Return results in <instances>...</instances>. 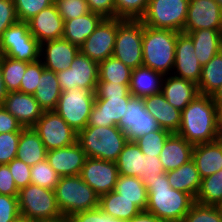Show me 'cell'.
Listing matches in <instances>:
<instances>
[{
  "mask_svg": "<svg viewBox=\"0 0 222 222\" xmlns=\"http://www.w3.org/2000/svg\"><path fill=\"white\" fill-rule=\"evenodd\" d=\"M176 134L193 145L222 137L219 108L211 95L199 94L182 110L181 125Z\"/></svg>",
  "mask_w": 222,
  "mask_h": 222,
  "instance_id": "1",
  "label": "cell"
},
{
  "mask_svg": "<svg viewBox=\"0 0 222 222\" xmlns=\"http://www.w3.org/2000/svg\"><path fill=\"white\" fill-rule=\"evenodd\" d=\"M148 191L146 210L163 222H182L185 215L195 203L188 193L171 188L166 172L158 174L154 179L143 181Z\"/></svg>",
  "mask_w": 222,
  "mask_h": 222,
  "instance_id": "2",
  "label": "cell"
},
{
  "mask_svg": "<svg viewBox=\"0 0 222 222\" xmlns=\"http://www.w3.org/2000/svg\"><path fill=\"white\" fill-rule=\"evenodd\" d=\"M178 32L144 26L142 40L143 66L160 72L172 74Z\"/></svg>",
  "mask_w": 222,
  "mask_h": 222,
  "instance_id": "3",
  "label": "cell"
},
{
  "mask_svg": "<svg viewBox=\"0 0 222 222\" xmlns=\"http://www.w3.org/2000/svg\"><path fill=\"white\" fill-rule=\"evenodd\" d=\"M128 141L117 126H86L77 137L87 157L106 161H116Z\"/></svg>",
  "mask_w": 222,
  "mask_h": 222,
  "instance_id": "4",
  "label": "cell"
},
{
  "mask_svg": "<svg viewBox=\"0 0 222 222\" xmlns=\"http://www.w3.org/2000/svg\"><path fill=\"white\" fill-rule=\"evenodd\" d=\"M54 192L64 218L99 207V195L80 175L60 177Z\"/></svg>",
  "mask_w": 222,
  "mask_h": 222,
  "instance_id": "5",
  "label": "cell"
},
{
  "mask_svg": "<svg viewBox=\"0 0 222 222\" xmlns=\"http://www.w3.org/2000/svg\"><path fill=\"white\" fill-rule=\"evenodd\" d=\"M144 23L140 19L118 18L113 57L132 70L143 65L142 40Z\"/></svg>",
  "mask_w": 222,
  "mask_h": 222,
  "instance_id": "6",
  "label": "cell"
},
{
  "mask_svg": "<svg viewBox=\"0 0 222 222\" xmlns=\"http://www.w3.org/2000/svg\"><path fill=\"white\" fill-rule=\"evenodd\" d=\"M95 92L78 86L62 91L54 110L77 133L88 125Z\"/></svg>",
  "mask_w": 222,
  "mask_h": 222,
  "instance_id": "7",
  "label": "cell"
},
{
  "mask_svg": "<svg viewBox=\"0 0 222 222\" xmlns=\"http://www.w3.org/2000/svg\"><path fill=\"white\" fill-rule=\"evenodd\" d=\"M20 215L31 221L34 219L64 218L54 190L29 184L19 190Z\"/></svg>",
  "mask_w": 222,
  "mask_h": 222,
  "instance_id": "8",
  "label": "cell"
},
{
  "mask_svg": "<svg viewBox=\"0 0 222 222\" xmlns=\"http://www.w3.org/2000/svg\"><path fill=\"white\" fill-rule=\"evenodd\" d=\"M188 5L189 0H149L140 20L152 28L184 33Z\"/></svg>",
  "mask_w": 222,
  "mask_h": 222,
  "instance_id": "9",
  "label": "cell"
},
{
  "mask_svg": "<svg viewBox=\"0 0 222 222\" xmlns=\"http://www.w3.org/2000/svg\"><path fill=\"white\" fill-rule=\"evenodd\" d=\"M0 55L27 63L40 59V43L30 32L28 22L18 21L4 31Z\"/></svg>",
  "mask_w": 222,
  "mask_h": 222,
  "instance_id": "10",
  "label": "cell"
},
{
  "mask_svg": "<svg viewBox=\"0 0 222 222\" xmlns=\"http://www.w3.org/2000/svg\"><path fill=\"white\" fill-rule=\"evenodd\" d=\"M47 151L71 146L77 142L78 133L54 110L44 111L32 126Z\"/></svg>",
  "mask_w": 222,
  "mask_h": 222,
  "instance_id": "11",
  "label": "cell"
},
{
  "mask_svg": "<svg viewBox=\"0 0 222 222\" xmlns=\"http://www.w3.org/2000/svg\"><path fill=\"white\" fill-rule=\"evenodd\" d=\"M98 65L79 51L69 68L56 73L61 91L78 86L95 92L99 81Z\"/></svg>",
  "mask_w": 222,
  "mask_h": 222,
  "instance_id": "12",
  "label": "cell"
},
{
  "mask_svg": "<svg viewBox=\"0 0 222 222\" xmlns=\"http://www.w3.org/2000/svg\"><path fill=\"white\" fill-rule=\"evenodd\" d=\"M117 27L118 18H104L79 47L80 52L98 63L112 57Z\"/></svg>",
  "mask_w": 222,
  "mask_h": 222,
  "instance_id": "13",
  "label": "cell"
},
{
  "mask_svg": "<svg viewBox=\"0 0 222 222\" xmlns=\"http://www.w3.org/2000/svg\"><path fill=\"white\" fill-rule=\"evenodd\" d=\"M117 127L125 133L129 141L160 129L157 121L146 110L144 99L139 97H132L128 101L127 110Z\"/></svg>",
  "mask_w": 222,
  "mask_h": 222,
  "instance_id": "14",
  "label": "cell"
},
{
  "mask_svg": "<svg viewBox=\"0 0 222 222\" xmlns=\"http://www.w3.org/2000/svg\"><path fill=\"white\" fill-rule=\"evenodd\" d=\"M80 177L101 196L115 189L119 172L115 161L87 157Z\"/></svg>",
  "mask_w": 222,
  "mask_h": 222,
  "instance_id": "15",
  "label": "cell"
},
{
  "mask_svg": "<svg viewBox=\"0 0 222 222\" xmlns=\"http://www.w3.org/2000/svg\"><path fill=\"white\" fill-rule=\"evenodd\" d=\"M199 29L222 32V9L215 0H189L184 33Z\"/></svg>",
  "mask_w": 222,
  "mask_h": 222,
  "instance_id": "16",
  "label": "cell"
},
{
  "mask_svg": "<svg viewBox=\"0 0 222 222\" xmlns=\"http://www.w3.org/2000/svg\"><path fill=\"white\" fill-rule=\"evenodd\" d=\"M194 50L191 37L186 33L180 32L177 36L172 75L184 78L198 85L202 66Z\"/></svg>",
  "mask_w": 222,
  "mask_h": 222,
  "instance_id": "17",
  "label": "cell"
},
{
  "mask_svg": "<svg viewBox=\"0 0 222 222\" xmlns=\"http://www.w3.org/2000/svg\"><path fill=\"white\" fill-rule=\"evenodd\" d=\"M79 51L64 38L50 40L40 44V60L46 69L58 73L70 67Z\"/></svg>",
  "mask_w": 222,
  "mask_h": 222,
  "instance_id": "18",
  "label": "cell"
},
{
  "mask_svg": "<svg viewBox=\"0 0 222 222\" xmlns=\"http://www.w3.org/2000/svg\"><path fill=\"white\" fill-rule=\"evenodd\" d=\"M133 96H115L108 99H95L87 126H117L124 117L128 101Z\"/></svg>",
  "mask_w": 222,
  "mask_h": 222,
  "instance_id": "19",
  "label": "cell"
},
{
  "mask_svg": "<svg viewBox=\"0 0 222 222\" xmlns=\"http://www.w3.org/2000/svg\"><path fill=\"white\" fill-rule=\"evenodd\" d=\"M87 156L78 142L47 151V161L59 176L80 175Z\"/></svg>",
  "mask_w": 222,
  "mask_h": 222,
  "instance_id": "20",
  "label": "cell"
},
{
  "mask_svg": "<svg viewBox=\"0 0 222 222\" xmlns=\"http://www.w3.org/2000/svg\"><path fill=\"white\" fill-rule=\"evenodd\" d=\"M3 107L24 128L32 127L44 112L33 95L20 91L9 92L5 98Z\"/></svg>",
  "mask_w": 222,
  "mask_h": 222,
  "instance_id": "21",
  "label": "cell"
},
{
  "mask_svg": "<svg viewBox=\"0 0 222 222\" xmlns=\"http://www.w3.org/2000/svg\"><path fill=\"white\" fill-rule=\"evenodd\" d=\"M28 25L30 32L40 44L63 36L64 20L54 3L30 19Z\"/></svg>",
  "mask_w": 222,
  "mask_h": 222,
  "instance_id": "22",
  "label": "cell"
},
{
  "mask_svg": "<svg viewBox=\"0 0 222 222\" xmlns=\"http://www.w3.org/2000/svg\"><path fill=\"white\" fill-rule=\"evenodd\" d=\"M161 93L170 105L180 111L200 94L197 84L172 74L164 75Z\"/></svg>",
  "mask_w": 222,
  "mask_h": 222,
  "instance_id": "23",
  "label": "cell"
},
{
  "mask_svg": "<svg viewBox=\"0 0 222 222\" xmlns=\"http://www.w3.org/2000/svg\"><path fill=\"white\" fill-rule=\"evenodd\" d=\"M146 110L157 121L160 128L177 133L181 125L182 111L174 108L160 92L144 97Z\"/></svg>",
  "mask_w": 222,
  "mask_h": 222,
  "instance_id": "24",
  "label": "cell"
},
{
  "mask_svg": "<svg viewBox=\"0 0 222 222\" xmlns=\"http://www.w3.org/2000/svg\"><path fill=\"white\" fill-rule=\"evenodd\" d=\"M192 160L201 179L222 169V137L209 143L196 144L193 147Z\"/></svg>",
  "mask_w": 222,
  "mask_h": 222,
  "instance_id": "25",
  "label": "cell"
},
{
  "mask_svg": "<svg viewBox=\"0 0 222 222\" xmlns=\"http://www.w3.org/2000/svg\"><path fill=\"white\" fill-rule=\"evenodd\" d=\"M194 145L187 142L183 137L172 133L164 143L160 153V162L164 171H172L192 160Z\"/></svg>",
  "mask_w": 222,
  "mask_h": 222,
  "instance_id": "26",
  "label": "cell"
},
{
  "mask_svg": "<svg viewBox=\"0 0 222 222\" xmlns=\"http://www.w3.org/2000/svg\"><path fill=\"white\" fill-rule=\"evenodd\" d=\"M103 19L102 15L90 11L83 16L66 20L62 38L80 47Z\"/></svg>",
  "mask_w": 222,
  "mask_h": 222,
  "instance_id": "27",
  "label": "cell"
},
{
  "mask_svg": "<svg viewBox=\"0 0 222 222\" xmlns=\"http://www.w3.org/2000/svg\"><path fill=\"white\" fill-rule=\"evenodd\" d=\"M164 75L146 66L132 70L130 93L133 97L144 98L161 92Z\"/></svg>",
  "mask_w": 222,
  "mask_h": 222,
  "instance_id": "28",
  "label": "cell"
},
{
  "mask_svg": "<svg viewBox=\"0 0 222 222\" xmlns=\"http://www.w3.org/2000/svg\"><path fill=\"white\" fill-rule=\"evenodd\" d=\"M186 34L192 39L194 52L202 67L221 51L222 32L219 30L199 29Z\"/></svg>",
  "mask_w": 222,
  "mask_h": 222,
  "instance_id": "29",
  "label": "cell"
},
{
  "mask_svg": "<svg viewBox=\"0 0 222 222\" xmlns=\"http://www.w3.org/2000/svg\"><path fill=\"white\" fill-rule=\"evenodd\" d=\"M166 176L171 188L196 198L201 185V177L193 160L175 170L166 172Z\"/></svg>",
  "mask_w": 222,
  "mask_h": 222,
  "instance_id": "30",
  "label": "cell"
},
{
  "mask_svg": "<svg viewBox=\"0 0 222 222\" xmlns=\"http://www.w3.org/2000/svg\"><path fill=\"white\" fill-rule=\"evenodd\" d=\"M47 157V149L32 127L23 128L17 148L16 158L33 166Z\"/></svg>",
  "mask_w": 222,
  "mask_h": 222,
  "instance_id": "31",
  "label": "cell"
},
{
  "mask_svg": "<svg viewBox=\"0 0 222 222\" xmlns=\"http://www.w3.org/2000/svg\"><path fill=\"white\" fill-rule=\"evenodd\" d=\"M61 93L56 73L45 68L40 76L37 89L33 94L35 100L43 111L55 110Z\"/></svg>",
  "mask_w": 222,
  "mask_h": 222,
  "instance_id": "32",
  "label": "cell"
},
{
  "mask_svg": "<svg viewBox=\"0 0 222 222\" xmlns=\"http://www.w3.org/2000/svg\"><path fill=\"white\" fill-rule=\"evenodd\" d=\"M99 208L107 215L124 222L142 211L133 201L122 198L114 190L99 196Z\"/></svg>",
  "mask_w": 222,
  "mask_h": 222,
  "instance_id": "33",
  "label": "cell"
},
{
  "mask_svg": "<svg viewBox=\"0 0 222 222\" xmlns=\"http://www.w3.org/2000/svg\"><path fill=\"white\" fill-rule=\"evenodd\" d=\"M114 191L122 198L133 201L142 211L146 210L148 191L140 178L119 174Z\"/></svg>",
  "mask_w": 222,
  "mask_h": 222,
  "instance_id": "34",
  "label": "cell"
},
{
  "mask_svg": "<svg viewBox=\"0 0 222 222\" xmlns=\"http://www.w3.org/2000/svg\"><path fill=\"white\" fill-rule=\"evenodd\" d=\"M142 156L140 147L134 141H128L115 161L119 174L141 178Z\"/></svg>",
  "mask_w": 222,
  "mask_h": 222,
  "instance_id": "35",
  "label": "cell"
},
{
  "mask_svg": "<svg viewBox=\"0 0 222 222\" xmlns=\"http://www.w3.org/2000/svg\"><path fill=\"white\" fill-rule=\"evenodd\" d=\"M222 84V52L220 51L202 67L198 82L199 93L212 95Z\"/></svg>",
  "mask_w": 222,
  "mask_h": 222,
  "instance_id": "36",
  "label": "cell"
},
{
  "mask_svg": "<svg viewBox=\"0 0 222 222\" xmlns=\"http://www.w3.org/2000/svg\"><path fill=\"white\" fill-rule=\"evenodd\" d=\"M98 74V82L130 84L132 69L112 56L99 62Z\"/></svg>",
  "mask_w": 222,
  "mask_h": 222,
  "instance_id": "37",
  "label": "cell"
},
{
  "mask_svg": "<svg viewBox=\"0 0 222 222\" xmlns=\"http://www.w3.org/2000/svg\"><path fill=\"white\" fill-rule=\"evenodd\" d=\"M195 202L211 206H218L222 202V169L201 179Z\"/></svg>",
  "mask_w": 222,
  "mask_h": 222,
  "instance_id": "38",
  "label": "cell"
},
{
  "mask_svg": "<svg viewBox=\"0 0 222 222\" xmlns=\"http://www.w3.org/2000/svg\"><path fill=\"white\" fill-rule=\"evenodd\" d=\"M0 65L8 93L20 91L21 80L26 71L27 62L0 55Z\"/></svg>",
  "mask_w": 222,
  "mask_h": 222,
  "instance_id": "39",
  "label": "cell"
},
{
  "mask_svg": "<svg viewBox=\"0 0 222 222\" xmlns=\"http://www.w3.org/2000/svg\"><path fill=\"white\" fill-rule=\"evenodd\" d=\"M171 134L168 130L160 128L140 136L134 142L140 147L143 154L160 157L164 143Z\"/></svg>",
  "mask_w": 222,
  "mask_h": 222,
  "instance_id": "40",
  "label": "cell"
},
{
  "mask_svg": "<svg viewBox=\"0 0 222 222\" xmlns=\"http://www.w3.org/2000/svg\"><path fill=\"white\" fill-rule=\"evenodd\" d=\"M60 177L49 165L47 159L31 166V184L55 190Z\"/></svg>",
  "mask_w": 222,
  "mask_h": 222,
  "instance_id": "41",
  "label": "cell"
},
{
  "mask_svg": "<svg viewBox=\"0 0 222 222\" xmlns=\"http://www.w3.org/2000/svg\"><path fill=\"white\" fill-rule=\"evenodd\" d=\"M149 0H115V17L121 19H141Z\"/></svg>",
  "mask_w": 222,
  "mask_h": 222,
  "instance_id": "42",
  "label": "cell"
},
{
  "mask_svg": "<svg viewBox=\"0 0 222 222\" xmlns=\"http://www.w3.org/2000/svg\"><path fill=\"white\" fill-rule=\"evenodd\" d=\"M182 222H222V215L217 206L194 203Z\"/></svg>",
  "mask_w": 222,
  "mask_h": 222,
  "instance_id": "43",
  "label": "cell"
},
{
  "mask_svg": "<svg viewBox=\"0 0 222 222\" xmlns=\"http://www.w3.org/2000/svg\"><path fill=\"white\" fill-rule=\"evenodd\" d=\"M19 21L28 22L41 10L49 7L54 0H13Z\"/></svg>",
  "mask_w": 222,
  "mask_h": 222,
  "instance_id": "44",
  "label": "cell"
},
{
  "mask_svg": "<svg viewBox=\"0 0 222 222\" xmlns=\"http://www.w3.org/2000/svg\"><path fill=\"white\" fill-rule=\"evenodd\" d=\"M54 4L64 21L90 12L86 0H54Z\"/></svg>",
  "mask_w": 222,
  "mask_h": 222,
  "instance_id": "45",
  "label": "cell"
},
{
  "mask_svg": "<svg viewBox=\"0 0 222 222\" xmlns=\"http://www.w3.org/2000/svg\"><path fill=\"white\" fill-rule=\"evenodd\" d=\"M44 69L45 67L40 59L35 62L27 63L26 71L21 80L20 92L33 95Z\"/></svg>",
  "mask_w": 222,
  "mask_h": 222,
  "instance_id": "46",
  "label": "cell"
},
{
  "mask_svg": "<svg viewBox=\"0 0 222 222\" xmlns=\"http://www.w3.org/2000/svg\"><path fill=\"white\" fill-rule=\"evenodd\" d=\"M21 132L0 134V165L8 164L16 158Z\"/></svg>",
  "mask_w": 222,
  "mask_h": 222,
  "instance_id": "47",
  "label": "cell"
},
{
  "mask_svg": "<svg viewBox=\"0 0 222 222\" xmlns=\"http://www.w3.org/2000/svg\"><path fill=\"white\" fill-rule=\"evenodd\" d=\"M130 84H116L112 82H98L95 99H108L115 96H132Z\"/></svg>",
  "mask_w": 222,
  "mask_h": 222,
  "instance_id": "48",
  "label": "cell"
},
{
  "mask_svg": "<svg viewBox=\"0 0 222 222\" xmlns=\"http://www.w3.org/2000/svg\"><path fill=\"white\" fill-rule=\"evenodd\" d=\"M8 166L18 190L31 184V166L18 158L13 159Z\"/></svg>",
  "mask_w": 222,
  "mask_h": 222,
  "instance_id": "49",
  "label": "cell"
},
{
  "mask_svg": "<svg viewBox=\"0 0 222 222\" xmlns=\"http://www.w3.org/2000/svg\"><path fill=\"white\" fill-rule=\"evenodd\" d=\"M19 216L18 196L0 194V222H12Z\"/></svg>",
  "mask_w": 222,
  "mask_h": 222,
  "instance_id": "50",
  "label": "cell"
},
{
  "mask_svg": "<svg viewBox=\"0 0 222 222\" xmlns=\"http://www.w3.org/2000/svg\"><path fill=\"white\" fill-rule=\"evenodd\" d=\"M19 20L13 0H0V39L4 31Z\"/></svg>",
  "mask_w": 222,
  "mask_h": 222,
  "instance_id": "51",
  "label": "cell"
},
{
  "mask_svg": "<svg viewBox=\"0 0 222 222\" xmlns=\"http://www.w3.org/2000/svg\"><path fill=\"white\" fill-rule=\"evenodd\" d=\"M66 222H109L107 215L101 208L97 207L88 211L78 212L65 218Z\"/></svg>",
  "mask_w": 222,
  "mask_h": 222,
  "instance_id": "52",
  "label": "cell"
},
{
  "mask_svg": "<svg viewBox=\"0 0 222 222\" xmlns=\"http://www.w3.org/2000/svg\"><path fill=\"white\" fill-rule=\"evenodd\" d=\"M163 164L159 156L145 155L142 156V181L146 178L154 179L158 174L164 173Z\"/></svg>",
  "mask_w": 222,
  "mask_h": 222,
  "instance_id": "53",
  "label": "cell"
},
{
  "mask_svg": "<svg viewBox=\"0 0 222 222\" xmlns=\"http://www.w3.org/2000/svg\"><path fill=\"white\" fill-rule=\"evenodd\" d=\"M0 194L9 196H18L19 194L8 164L0 165Z\"/></svg>",
  "mask_w": 222,
  "mask_h": 222,
  "instance_id": "54",
  "label": "cell"
},
{
  "mask_svg": "<svg viewBox=\"0 0 222 222\" xmlns=\"http://www.w3.org/2000/svg\"><path fill=\"white\" fill-rule=\"evenodd\" d=\"M89 10L104 18H115V0H86Z\"/></svg>",
  "mask_w": 222,
  "mask_h": 222,
  "instance_id": "55",
  "label": "cell"
},
{
  "mask_svg": "<svg viewBox=\"0 0 222 222\" xmlns=\"http://www.w3.org/2000/svg\"><path fill=\"white\" fill-rule=\"evenodd\" d=\"M24 127L3 106H0V134L21 132Z\"/></svg>",
  "mask_w": 222,
  "mask_h": 222,
  "instance_id": "56",
  "label": "cell"
},
{
  "mask_svg": "<svg viewBox=\"0 0 222 222\" xmlns=\"http://www.w3.org/2000/svg\"><path fill=\"white\" fill-rule=\"evenodd\" d=\"M126 222H163V221L158 219L152 213H149L147 211H141L136 216L132 217L129 221Z\"/></svg>",
  "mask_w": 222,
  "mask_h": 222,
  "instance_id": "57",
  "label": "cell"
},
{
  "mask_svg": "<svg viewBox=\"0 0 222 222\" xmlns=\"http://www.w3.org/2000/svg\"><path fill=\"white\" fill-rule=\"evenodd\" d=\"M8 91L6 90L3 74L0 65V106H3L5 98L7 97Z\"/></svg>",
  "mask_w": 222,
  "mask_h": 222,
  "instance_id": "58",
  "label": "cell"
},
{
  "mask_svg": "<svg viewBox=\"0 0 222 222\" xmlns=\"http://www.w3.org/2000/svg\"><path fill=\"white\" fill-rule=\"evenodd\" d=\"M211 96L217 107H222V84Z\"/></svg>",
  "mask_w": 222,
  "mask_h": 222,
  "instance_id": "59",
  "label": "cell"
},
{
  "mask_svg": "<svg viewBox=\"0 0 222 222\" xmlns=\"http://www.w3.org/2000/svg\"><path fill=\"white\" fill-rule=\"evenodd\" d=\"M30 222H65V218L34 219Z\"/></svg>",
  "mask_w": 222,
  "mask_h": 222,
  "instance_id": "60",
  "label": "cell"
},
{
  "mask_svg": "<svg viewBox=\"0 0 222 222\" xmlns=\"http://www.w3.org/2000/svg\"><path fill=\"white\" fill-rule=\"evenodd\" d=\"M12 222H30L29 220H27L26 218H24L23 216H19L18 218H16L14 221Z\"/></svg>",
  "mask_w": 222,
  "mask_h": 222,
  "instance_id": "61",
  "label": "cell"
},
{
  "mask_svg": "<svg viewBox=\"0 0 222 222\" xmlns=\"http://www.w3.org/2000/svg\"><path fill=\"white\" fill-rule=\"evenodd\" d=\"M219 116H220V129L222 132V107L219 108Z\"/></svg>",
  "mask_w": 222,
  "mask_h": 222,
  "instance_id": "62",
  "label": "cell"
},
{
  "mask_svg": "<svg viewBox=\"0 0 222 222\" xmlns=\"http://www.w3.org/2000/svg\"><path fill=\"white\" fill-rule=\"evenodd\" d=\"M109 222H124V221H121V220H118L117 218L109 216Z\"/></svg>",
  "mask_w": 222,
  "mask_h": 222,
  "instance_id": "63",
  "label": "cell"
},
{
  "mask_svg": "<svg viewBox=\"0 0 222 222\" xmlns=\"http://www.w3.org/2000/svg\"><path fill=\"white\" fill-rule=\"evenodd\" d=\"M221 212V215H222V202L217 206Z\"/></svg>",
  "mask_w": 222,
  "mask_h": 222,
  "instance_id": "64",
  "label": "cell"
},
{
  "mask_svg": "<svg viewBox=\"0 0 222 222\" xmlns=\"http://www.w3.org/2000/svg\"><path fill=\"white\" fill-rule=\"evenodd\" d=\"M215 1L220 5V7L222 9V0H215Z\"/></svg>",
  "mask_w": 222,
  "mask_h": 222,
  "instance_id": "65",
  "label": "cell"
}]
</instances>
